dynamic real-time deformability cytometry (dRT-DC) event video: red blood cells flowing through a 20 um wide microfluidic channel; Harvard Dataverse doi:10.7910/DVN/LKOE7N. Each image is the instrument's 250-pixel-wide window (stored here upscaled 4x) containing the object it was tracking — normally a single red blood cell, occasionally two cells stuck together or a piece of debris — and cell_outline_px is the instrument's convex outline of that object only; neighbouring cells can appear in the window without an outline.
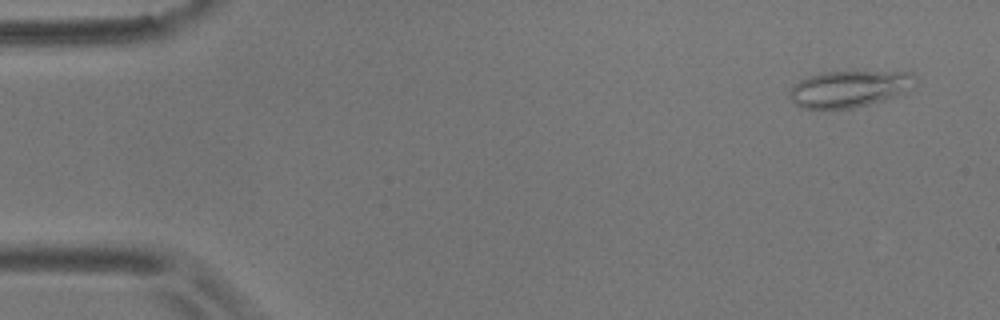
{"species": "common noctule bat (a hibernating species)", "species_latin": "Nyctalus noctula", "temperature_condition": "room temperature", "stored_images_in_passage": 6, "camera_frame_rate_fps": 3000, "um_per_image_px": 0.085, "animal": {"sex": "male", "body_mass_g": 17.9}, "frame": {"image": 1, "passage_image": 1, "time_ms": 0.0, "image_size_px": [1000, 320], "cell_outline_px": [[916, 76], [904, 92], [896, 96], [884, 100], [852, 108], [800, 108], [788, 96], [788, 92], [792, 84], [808, 76], [828, 72], [916, 72]], "centroid_in_image_um": [72.12, 7.55], "position_along_channel_um": 12.9, "area_um2": 26.41}}